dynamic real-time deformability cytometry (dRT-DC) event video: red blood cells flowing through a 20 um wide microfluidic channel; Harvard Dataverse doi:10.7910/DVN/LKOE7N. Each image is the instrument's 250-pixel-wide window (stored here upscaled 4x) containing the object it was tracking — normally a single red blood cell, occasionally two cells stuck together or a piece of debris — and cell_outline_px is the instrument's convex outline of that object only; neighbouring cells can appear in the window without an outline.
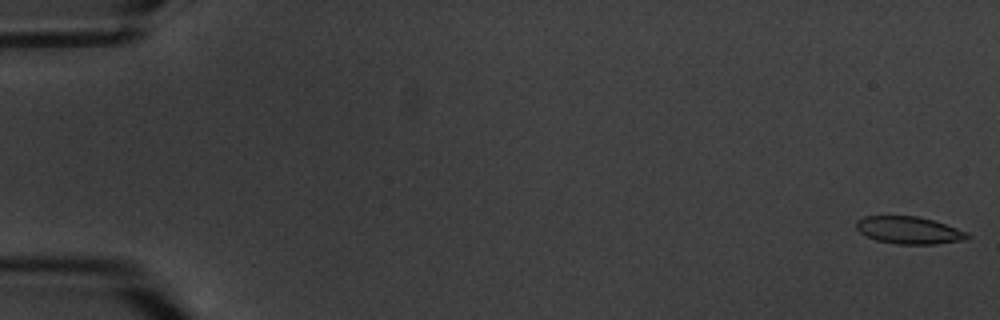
{"species": "common noctule bat (a hibernating species)", "species_latin": "Nyctalus noctula", "temperature_condition": "warm", "stored_images_in_passage": 5, "camera_frame_rate_fps": 3000, "um_per_image_px": 0.085, "animal": {"sex": "male", "body_mass_g": 20.1, "forearm_length_mm": 53.5}, "frame": {"image": 1, "passage_image": 1, "time_ms": 0.0, "image_size_px": [1000, 320], "cell_outline_px": [[972, 236], [968, 240], [936, 244], [896, 244], [876, 240], [860, 232], [856, 228], [856, 220], [864, 216], [916, 216], [932, 220], [968, 232]], "centroid_in_image_um": [77.29, 19.58], "position_along_channel_um": 7.7, "area_um2": 17.74}}